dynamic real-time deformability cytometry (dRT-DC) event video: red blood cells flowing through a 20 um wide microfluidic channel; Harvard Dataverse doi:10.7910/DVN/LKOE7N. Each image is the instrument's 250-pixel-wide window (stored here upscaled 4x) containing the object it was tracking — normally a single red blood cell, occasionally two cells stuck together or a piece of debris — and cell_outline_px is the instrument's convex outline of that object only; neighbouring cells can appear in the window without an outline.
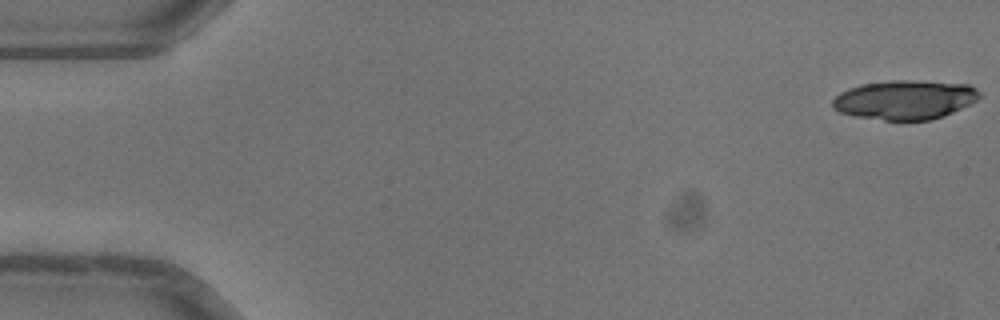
{"species": "common noctule bat (a hibernating species)", "species_latin": "Nyctalus noctula", "temperature_condition": "warm", "stored_images_in_passage": 51, "camera_frame_rate_fps": 3000, "um_per_image_px": 0.085, "animal": {"sex": "female"}, "frame": {"image": 1, "passage_image": 1, "time_ms": 0.0, "image_size_px": [1000, 320], "cell_outline_px": [[980, 96], [976, 100], [944, 116], [932, 120], [884, 120], [856, 116], [840, 112], [832, 108], [832, 100], [840, 92], [848, 88], [860, 84], [892, 80], [908, 80], [968, 84], [976, 88], [980, 92]], "centroid_in_image_um": [76.89, 8.47], "position_along_channel_um": 8.1, "area_um2": 33.52}}
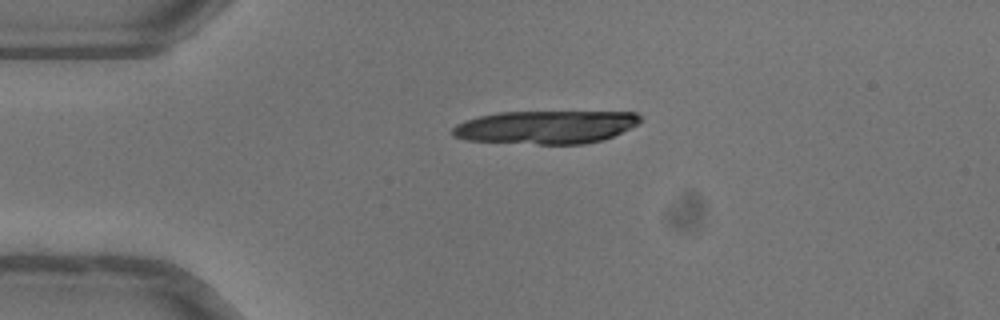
{"frame": {"image": 2, "passage_image": 12, "time_ms": 3.667, "image_size_px": [1000, 320], "cell_outline_px": [[640, 120], [636, 124], [604, 140], [584, 144], [536, 144], [468, 140], [452, 136], [452, 128], [456, 124], [464, 120], [480, 116], [500, 112], [636, 112], [640, 116]], "centroid_in_image_um": [46.36, 10.8], "position_along_channel_um": 38.6, "area_um2": 36.07}}